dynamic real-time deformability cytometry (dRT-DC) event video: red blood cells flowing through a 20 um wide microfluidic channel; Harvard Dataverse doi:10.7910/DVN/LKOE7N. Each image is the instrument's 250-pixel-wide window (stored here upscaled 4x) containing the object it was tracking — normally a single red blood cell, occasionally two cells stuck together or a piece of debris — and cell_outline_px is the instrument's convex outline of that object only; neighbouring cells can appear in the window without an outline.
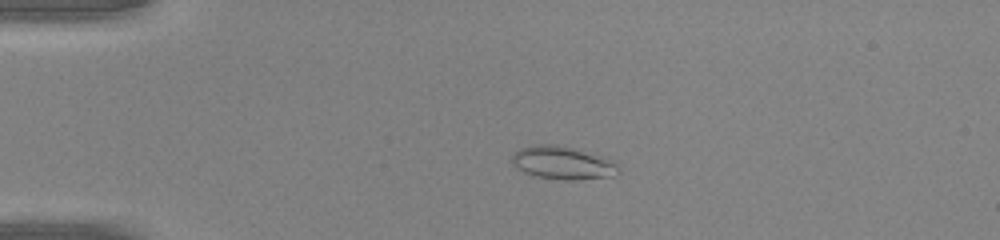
{"species": "common noctule bat (a hibernating species)", "species_latin": "Nyctalus noctula", "temperature_condition": "warm", "stored_images_in_passage": 36, "camera_frame_rate_fps": 3000, "um_per_image_px": 0.085, "animal": {"sex": "male", "body_mass_g": 20.0, "forearm_length_mm": 53.3}, "frame": {"image": 1, "passage_image": 1, "time_ms": 0.0, "image_size_px": [1000, 240], "cell_outline_px": [[620, 172], [616, 176], [572, 180], [564, 180], [528, 176], [516, 168], [512, 164], [512, 156], [520, 148], [536, 144], [556, 144], [572, 148], [608, 160], [616, 164]], "centroid_in_image_um": [47.74, 13.87], "position_along_channel_um": 37.3, "area_um2": 20.4}}
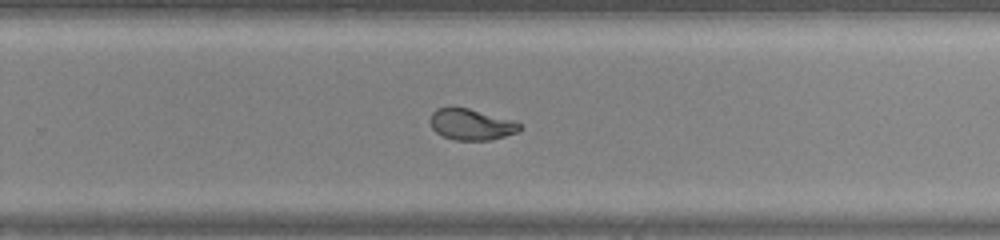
{"frame": {"image": 2, "passage_image": 21, "time_ms": 6.667, "image_size_px": [1000, 240], "cell_outline_px": [[524, 128], [516, 132], [492, 140], [456, 140], [444, 136], [436, 132], [432, 128], [428, 120], [432, 112], [436, 108], [452, 104], [516, 120]], "centroid_in_image_um": [40.03, 10.53], "position_along_channel_um": 289.8, "area_um2": 16.82}}
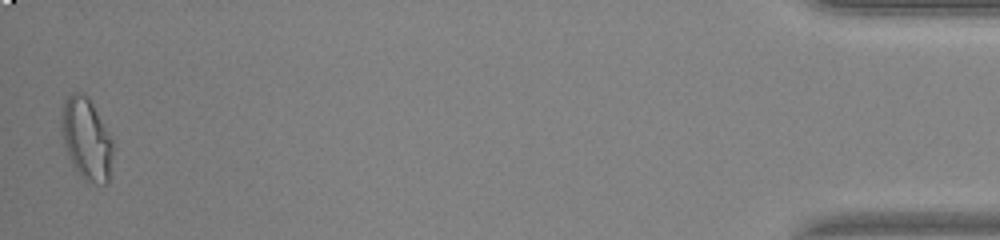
{"frame": {"image": 3, "passage_image": 36, "time_ms": 11.667, "image_size_px": [1000, 240], "cell_outline_px": [[112, 152], [108, 184], [96, 184], [84, 180], [72, 164], [68, 156], [64, 144], [60, 128], [60, 112], [64, 100], [72, 92], [84, 92], [88, 96], [112, 136]], "centroid_in_image_um": [7.33, 11.77], "position_along_channel_um": 427.9, "area_um2": 24.97}}